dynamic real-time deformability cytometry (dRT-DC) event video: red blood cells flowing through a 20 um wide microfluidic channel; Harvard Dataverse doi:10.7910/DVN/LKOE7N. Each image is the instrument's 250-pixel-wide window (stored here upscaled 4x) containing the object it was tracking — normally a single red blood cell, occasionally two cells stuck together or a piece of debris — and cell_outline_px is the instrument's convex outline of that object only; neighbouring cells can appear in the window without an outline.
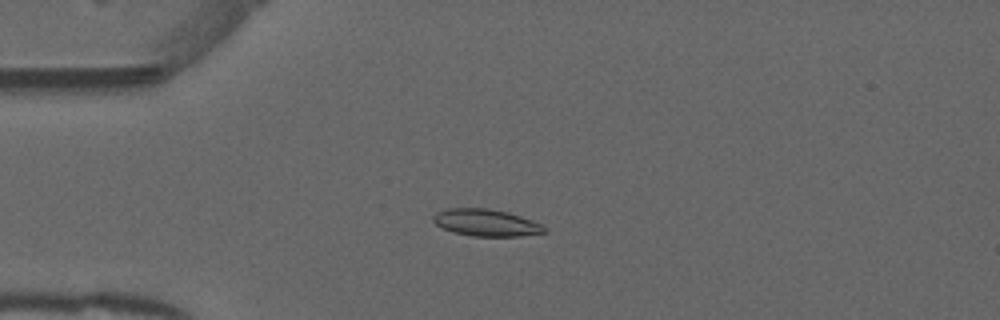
{"species": "common noctule bat (a hibernating species)", "species_latin": "Nyctalus noctula", "temperature_condition": "warm", "stored_images_in_passage": 52, "camera_frame_rate_fps": 3000, "um_per_image_px": 0.085, "animal": {"sex": "male", "forearm_length_mm": 52.5}, "frame": {"image": 1, "passage_image": 13, "time_ms": 4.0, "image_size_px": [1000, 320], "cell_outline_px": [[548, 232], [520, 236], [472, 236], [452, 232], [436, 224], [432, 220], [432, 216], [436, 212], [448, 208], [488, 208], [508, 212], [532, 220], [548, 228]], "centroid_in_image_um": [41.33, 18.93], "position_along_channel_um": 43.7, "area_um2": 17.57}}
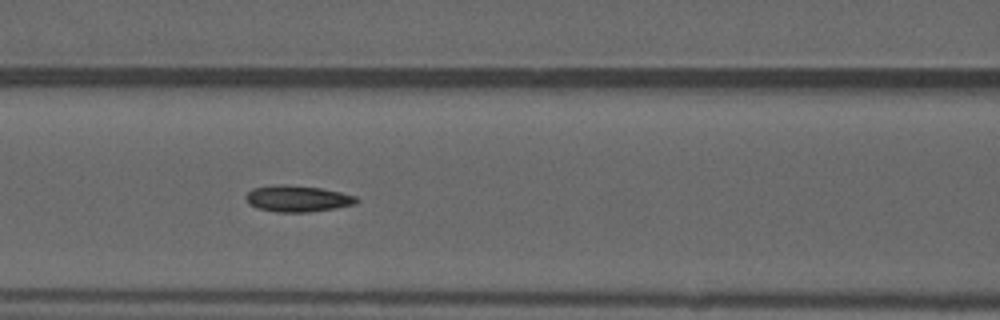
{"frame": {"image": 2, "passage_image": 22, "time_ms": 7.0, "image_size_px": [1000, 320], "cell_outline_px": [[360, 200], [356, 204], [336, 208], [308, 212], [276, 212], [256, 208], [248, 204], [244, 196], [252, 188], [280, 184], [284, 184], [320, 188], [340, 192], [356, 196]], "centroid_in_image_um": [25.27, 16.89], "position_along_channel_um": 141.3, "area_um2": 17.11}}
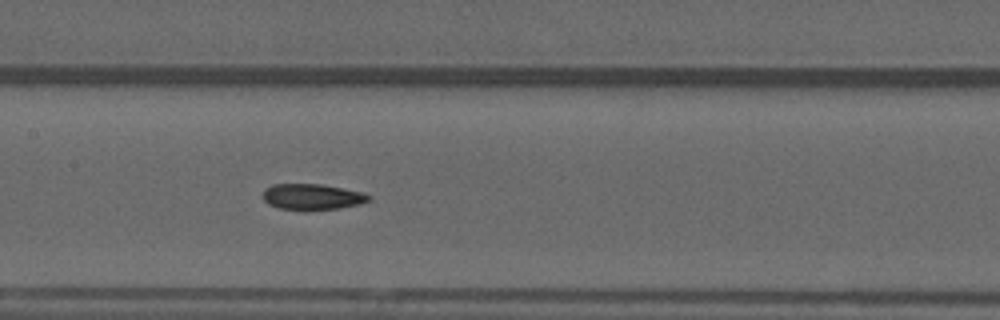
{"frame": {"image": 3, "passage_image": 25, "time_ms": 8.0, "image_size_px": [1000, 320], "cell_outline_px": [[372, 196], [368, 200], [360, 204], [340, 208], [276, 208], [268, 204], [264, 200], [264, 188], [272, 184], [320, 184], [364, 192]], "centroid_in_image_um": [26.54, 16.69], "position_along_channel_um": 180.9, "area_um2": 15.55}, "authors_computed_cell_mechanics": {"area_um2": 16.6175, "velocity_mm_per_s": 3.969, "shape_relaxation_time_tau1_ms": null, "shape_relaxation_time_tau2_ms": 3.5248, "deformation_change_tau1": null, "deformation_change_tau2": 0.0966}}